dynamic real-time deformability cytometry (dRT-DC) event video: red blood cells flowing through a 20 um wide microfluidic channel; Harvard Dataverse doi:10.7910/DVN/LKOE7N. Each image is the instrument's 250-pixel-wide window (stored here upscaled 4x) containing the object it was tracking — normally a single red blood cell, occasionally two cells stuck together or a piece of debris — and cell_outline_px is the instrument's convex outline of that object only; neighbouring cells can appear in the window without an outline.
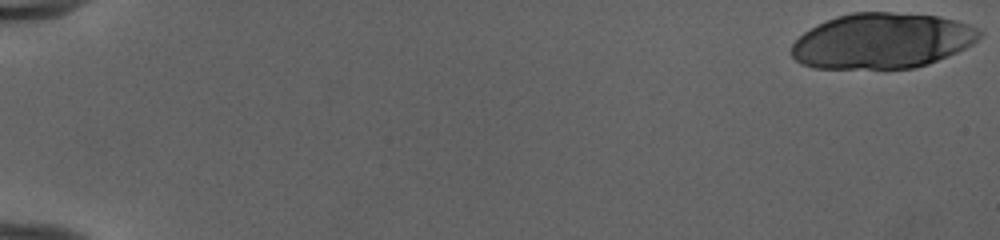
{"species": "human", "species_latin": "Homo sapiens", "temperature_condition": "cold", "stored_images_in_passage": 52, "camera_frame_rate_fps": 3000, "um_per_image_px": 0.085, "donor": {"sex": "female"}, "frame": {"image": 1, "passage_image": 1, "time_ms": 0.0, "image_size_px": [1000, 240], "cell_outline_px": [[984, 32], [972, 44], [956, 52], [928, 64], [912, 68], [816, 68], [800, 64], [792, 56], [792, 44], [804, 32], [816, 24], [836, 16], [852, 12], [892, 12], [940, 16], [956, 20], [968, 24]], "centroid_in_image_um": [74.96, 3.46], "position_along_channel_um": 10.0, "area_um2": 60.69}}
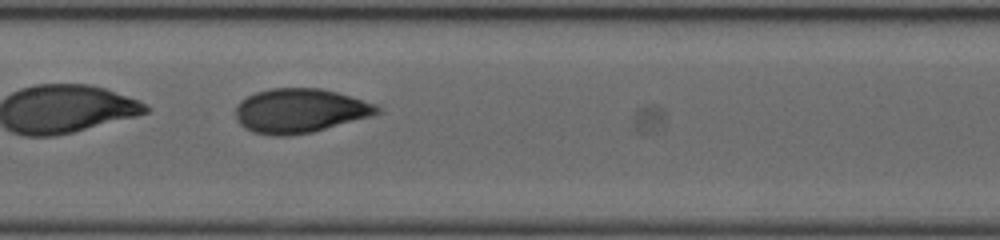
{"frame": {"image": 2, "passage_image": 29, "time_ms": 9.333, "image_size_px": [1000, 240], "cell_outline_px": [[380, 112], [372, 116], [312, 132], [288, 136], [276, 136], [252, 132], [244, 128], [236, 120], [236, 108], [240, 100], [256, 92], [268, 88], [320, 88], [336, 92], [376, 104], [380, 108]], "centroid_in_image_um": [25.47, 9.41], "position_along_channel_um": 181.9, "area_um2": 36.53}}
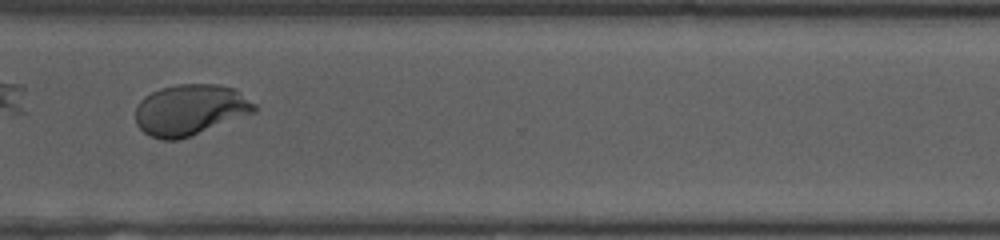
{"frame": {"image": 3, "passage_image": 42, "time_ms": 13.667, "image_size_px": [1000, 240], "cell_outline_px": [[256, 112], [192, 136], [180, 140], [160, 140], [148, 136], [136, 124], [136, 108], [140, 100], [144, 96], [160, 88], [176, 84], [216, 84], [236, 88], [256, 104]], "centroid_in_image_um": [16.17, 9.34], "position_along_channel_um": 354.4, "area_um2": 35.78}, "authors_computed_cell_mechanics": {"area_um2": 37.5122, "velocity_mm_per_s": 3.9955, "shape_relaxation_time_tau1_ms": 4.8226, "shape_relaxation_time_tau2_ms": null, "deformation_change_tau1": 0.1964, "deformation_change_tau2": null}}